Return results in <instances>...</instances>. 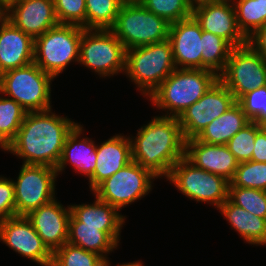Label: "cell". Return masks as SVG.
Returning a JSON list of instances; mask_svg holds the SVG:
<instances>
[{"label": "cell", "instance_id": "obj_1", "mask_svg": "<svg viewBox=\"0 0 266 266\" xmlns=\"http://www.w3.org/2000/svg\"><path fill=\"white\" fill-rule=\"evenodd\" d=\"M78 123L56 115L52 108L27 112L15 138L4 151L23 158L26 165L57 167L67 136Z\"/></svg>", "mask_w": 266, "mask_h": 266}, {"label": "cell", "instance_id": "obj_2", "mask_svg": "<svg viewBox=\"0 0 266 266\" xmlns=\"http://www.w3.org/2000/svg\"><path fill=\"white\" fill-rule=\"evenodd\" d=\"M129 138L132 160L158 178H166L173 165L185 157L186 140L176 117L155 116Z\"/></svg>", "mask_w": 266, "mask_h": 266}, {"label": "cell", "instance_id": "obj_3", "mask_svg": "<svg viewBox=\"0 0 266 266\" xmlns=\"http://www.w3.org/2000/svg\"><path fill=\"white\" fill-rule=\"evenodd\" d=\"M219 76L207 69H175L149 96L163 116L178 118L184 110L199 100ZM167 110V111H166Z\"/></svg>", "mask_w": 266, "mask_h": 266}, {"label": "cell", "instance_id": "obj_4", "mask_svg": "<svg viewBox=\"0 0 266 266\" xmlns=\"http://www.w3.org/2000/svg\"><path fill=\"white\" fill-rule=\"evenodd\" d=\"M175 69L169 39L126 50L125 74L143 96L149 97Z\"/></svg>", "mask_w": 266, "mask_h": 266}, {"label": "cell", "instance_id": "obj_5", "mask_svg": "<svg viewBox=\"0 0 266 266\" xmlns=\"http://www.w3.org/2000/svg\"><path fill=\"white\" fill-rule=\"evenodd\" d=\"M83 27L58 24L35 39L34 63L54 78L70 62H79L80 41Z\"/></svg>", "mask_w": 266, "mask_h": 266}, {"label": "cell", "instance_id": "obj_6", "mask_svg": "<svg viewBox=\"0 0 266 266\" xmlns=\"http://www.w3.org/2000/svg\"><path fill=\"white\" fill-rule=\"evenodd\" d=\"M54 77L34 62L8 70L0 83V94L8 95L27 112L51 109V84Z\"/></svg>", "mask_w": 266, "mask_h": 266}, {"label": "cell", "instance_id": "obj_7", "mask_svg": "<svg viewBox=\"0 0 266 266\" xmlns=\"http://www.w3.org/2000/svg\"><path fill=\"white\" fill-rule=\"evenodd\" d=\"M169 26L164 18L146 9L141 3L123 4L109 29L126 50L168 39Z\"/></svg>", "mask_w": 266, "mask_h": 266}, {"label": "cell", "instance_id": "obj_8", "mask_svg": "<svg viewBox=\"0 0 266 266\" xmlns=\"http://www.w3.org/2000/svg\"><path fill=\"white\" fill-rule=\"evenodd\" d=\"M78 63L104 78L125 73L126 48L109 29H83Z\"/></svg>", "mask_w": 266, "mask_h": 266}, {"label": "cell", "instance_id": "obj_9", "mask_svg": "<svg viewBox=\"0 0 266 266\" xmlns=\"http://www.w3.org/2000/svg\"><path fill=\"white\" fill-rule=\"evenodd\" d=\"M166 179L185 196L197 202H209L219 208L228 199V180L197 168L185 157L173 165Z\"/></svg>", "mask_w": 266, "mask_h": 266}, {"label": "cell", "instance_id": "obj_10", "mask_svg": "<svg viewBox=\"0 0 266 266\" xmlns=\"http://www.w3.org/2000/svg\"><path fill=\"white\" fill-rule=\"evenodd\" d=\"M155 178L158 177L149 169L132 160L101 182L92 193L100 200L121 210L148 195L152 190V182Z\"/></svg>", "mask_w": 266, "mask_h": 266}, {"label": "cell", "instance_id": "obj_11", "mask_svg": "<svg viewBox=\"0 0 266 266\" xmlns=\"http://www.w3.org/2000/svg\"><path fill=\"white\" fill-rule=\"evenodd\" d=\"M219 80L237 101L247 92L266 85V61L248 43L234 47Z\"/></svg>", "mask_w": 266, "mask_h": 266}, {"label": "cell", "instance_id": "obj_12", "mask_svg": "<svg viewBox=\"0 0 266 266\" xmlns=\"http://www.w3.org/2000/svg\"><path fill=\"white\" fill-rule=\"evenodd\" d=\"M57 176L56 168L22 164L17 180H13L16 216H26L53 201Z\"/></svg>", "mask_w": 266, "mask_h": 266}, {"label": "cell", "instance_id": "obj_13", "mask_svg": "<svg viewBox=\"0 0 266 266\" xmlns=\"http://www.w3.org/2000/svg\"><path fill=\"white\" fill-rule=\"evenodd\" d=\"M235 103L233 94L218 80L178 117L185 140L196 138L208 124Z\"/></svg>", "mask_w": 266, "mask_h": 266}, {"label": "cell", "instance_id": "obj_14", "mask_svg": "<svg viewBox=\"0 0 266 266\" xmlns=\"http://www.w3.org/2000/svg\"><path fill=\"white\" fill-rule=\"evenodd\" d=\"M0 240L18 254L41 266L52 263V252L43 243L26 216L0 221Z\"/></svg>", "mask_w": 266, "mask_h": 266}, {"label": "cell", "instance_id": "obj_15", "mask_svg": "<svg viewBox=\"0 0 266 266\" xmlns=\"http://www.w3.org/2000/svg\"><path fill=\"white\" fill-rule=\"evenodd\" d=\"M192 16L202 30L222 37L233 47L247 44V38L238 28L232 0H217L195 6Z\"/></svg>", "mask_w": 266, "mask_h": 266}, {"label": "cell", "instance_id": "obj_16", "mask_svg": "<svg viewBox=\"0 0 266 266\" xmlns=\"http://www.w3.org/2000/svg\"><path fill=\"white\" fill-rule=\"evenodd\" d=\"M201 36V26L193 16L170 24L168 39L177 69H202Z\"/></svg>", "mask_w": 266, "mask_h": 266}, {"label": "cell", "instance_id": "obj_17", "mask_svg": "<svg viewBox=\"0 0 266 266\" xmlns=\"http://www.w3.org/2000/svg\"><path fill=\"white\" fill-rule=\"evenodd\" d=\"M70 215V206H63L55 198L48 204L32 210L26 217L53 253L68 241Z\"/></svg>", "mask_w": 266, "mask_h": 266}, {"label": "cell", "instance_id": "obj_18", "mask_svg": "<svg viewBox=\"0 0 266 266\" xmlns=\"http://www.w3.org/2000/svg\"><path fill=\"white\" fill-rule=\"evenodd\" d=\"M5 18L34 40L59 24L53 0H21L6 10Z\"/></svg>", "mask_w": 266, "mask_h": 266}, {"label": "cell", "instance_id": "obj_19", "mask_svg": "<svg viewBox=\"0 0 266 266\" xmlns=\"http://www.w3.org/2000/svg\"><path fill=\"white\" fill-rule=\"evenodd\" d=\"M185 158L197 168L222 176L229 182L239 165L227 145L208 144L196 138L186 140Z\"/></svg>", "mask_w": 266, "mask_h": 266}, {"label": "cell", "instance_id": "obj_20", "mask_svg": "<svg viewBox=\"0 0 266 266\" xmlns=\"http://www.w3.org/2000/svg\"><path fill=\"white\" fill-rule=\"evenodd\" d=\"M96 166L88 179L93 191L101 182L112 176L132 161L131 141L129 136L116 134L96 146Z\"/></svg>", "mask_w": 266, "mask_h": 266}, {"label": "cell", "instance_id": "obj_21", "mask_svg": "<svg viewBox=\"0 0 266 266\" xmlns=\"http://www.w3.org/2000/svg\"><path fill=\"white\" fill-rule=\"evenodd\" d=\"M35 40L6 18L0 23V65L4 72L34 62Z\"/></svg>", "mask_w": 266, "mask_h": 266}, {"label": "cell", "instance_id": "obj_22", "mask_svg": "<svg viewBox=\"0 0 266 266\" xmlns=\"http://www.w3.org/2000/svg\"><path fill=\"white\" fill-rule=\"evenodd\" d=\"M92 204L69 205L71 215L82 222V226L101 227L117 244L125 217L109 203L95 197Z\"/></svg>", "mask_w": 266, "mask_h": 266}, {"label": "cell", "instance_id": "obj_23", "mask_svg": "<svg viewBox=\"0 0 266 266\" xmlns=\"http://www.w3.org/2000/svg\"><path fill=\"white\" fill-rule=\"evenodd\" d=\"M83 131V126L77 124L67 136L60 160L56 167L57 175L65 170L64 168L68 163H71L76 172L85 174L88 178L93 175L97 159L96 145L88 137L81 139L80 135Z\"/></svg>", "mask_w": 266, "mask_h": 266}, {"label": "cell", "instance_id": "obj_24", "mask_svg": "<svg viewBox=\"0 0 266 266\" xmlns=\"http://www.w3.org/2000/svg\"><path fill=\"white\" fill-rule=\"evenodd\" d=\"M227 219L230 226L249 244L266 245V219L260 218L229 199L217 209Z\"/></svg>", "mask_w": 266, "mask_h": 266}, {"label": "cell", "instance_id": "obj_25", "mask_svg": "<svg viewBox=\"0 0 266 266\" xmlns=\"http://www.w3.org/2000/svg\"><path fill=\"white\" fill-rule=\"evenodd\" d=\"M250 122L242 107L236 102L208 124L196 139L208 144L227 145L228 141Z\"/></svg>", "mask_w": 266, "mask_h": 266}, {"label": "cell", "instance_id": "obj_26", "mask_svg": "<svg viewBox=\"0 0 266 266\" xmlns=\"http://www.w3.org/2000/svg\"><path fill=\"white\" fill-rule=\"evenodd\" d=\"M68 243L97 253L105 259L109 252L117 249L118 244L101 227L82 226L72 215L69 218Z\"/></svg>", "mask_w": 266, "mask_h": 266}, {"label": "cell", "instance_id": "obj_27", "mask_svg": "<svg viewBox=\"0 0 266 266\" xmlns=\"http://www.w3.org/2000/svg\"><path fill=\"white\" fill-rule=\"evenodd\" d=\"M202 69L213 71L218 76L224 71L234 48L220 36L202 30Z\"/></svg>", "mask_w": 266, "mask_h": 266}, {"label": "cell", "instance_id": "obj_28", "mask_svg": "<svg viewBox=\"0 0 266 266\" xmlns=\"http://www.w3.org/2000/svg\"><path fill=\"white\" fill-rule=\"evenodd\" d=\"M239 30L248 38L266 25V0H233Z\"/></svg>", "mask_w": 266, "mask_h": 266}, {"label": "cell", "instance_id": "obj_29", "mask_svg": "<svg viewBox=\"0 0 266 266\" xmlns=\"http://www.w3.org/2000/svg\"><path fill=\"white\" fill-rule=\"evenodd\" d=\"M27 111L11 98L0 96V148L4 150L15 138Z\"/></svg>", "mask_w": 266, "mask_h": 266}, {"label": "cell", "instance_id": "obj_30", "mask_svg": "<svg viewBox=\"0 0 266 266\" xmlns=\"http://www.w3.org/2000/svg\"><path fill=\"white\" fill-rule=\"evenodd\" d=\"M86 29H110L120 11L121 0H85Z\"/></svg>", "mask_w": 266, "mask_h": 266}, {"label": "cell", "instance_id": "obj_31", "mask_svg": "<svg viewBox=\"0 0 266 266\" xmlns=\"http://www.w3.org/2000/svg\"><path fill=\"white\" fill-rule=\"evenodd\" d=\"M109 260L66 242L52 254L53 266H106Z\"/></svg>", "mask_w": 266, "mask_h": 266}, {"label": "cell", "instance_id": "obj_32", "mask_svg": "<svg viewBox=\"0 0 266 266\" xmlns=\"http://www.w3.org/2000/svg\"><path fill=\"white\" fill-rule=\"evenodd\" d=\"M228 199L236 206L266 219V191L229 186Z\"/></svg>", "mask_w": 266, "mask_h": 266}, {"label": "cell", "instance_id": "obj_33", "mask_svg": "<svg viewBox=\"0 0 266 266\" xmlns=\"http://www.w3.org/2000/svg\"><path fill=\"white\" fill-rule=\"evenodd\" d=\"M229 186L266 191V162L250 160L239 163Z\"/></svg>", "mask_w": 266, "mask_h": 266}, {"label": "cell", "instance_id": "obj_34", "mask_svg": "<svg viewBox=\"0 0 266 266\" xmlns=\"http://www.w3.org/2000/svg\"><path fill=\"white\" fill-rule=\"evenodd\" d=\"M141 4L170 24L191 17L193 11L187 0H143Z\"/></svg>", "mask_w": 266, "mask_h": 266}, {"label": "cell", "instance_id": "obj_35", "mask_svg": "<svg viewBox=\"0 0 266 266\" xmlns=\"http://www.w3.org/2000/svg\"><path fill=\"white\" fill-rule=\"evenodd\" d=\"M255 138L256 122L251 121L228 141L227 146L239 163L251 160Z\"/></svg>", "mask_w": 266, "mask_h": 266}, {"label": "cell", "instance_id": "obj_36", "mask_svg": "<svg viewBox=\"0 0 266 266\" xmlns=\"http://www.w3.org/2000/svg\"><path fill=\"white\" fill-rule=\"evenodd\" d=\"M236 102L251 121L259 125L266 122V85L247 92Z\"/></svg>", "mask_w": 266, "mask_h": 266}, {"label": "cell", "instance_id": "obj_37", "mask_svg": "<svg viewBox=\"0 0 266 266\" xmlns=\"http://www.w3.org/2000/svg\"><path fill=\"white\" fill-rule=\"evenodd\" d=\"M59 24H74L86 29L85 0H53Z\"/></svg>", "mask_w": 266, "mask_h": 266}, {"label": "cell", "instance_id": "obj_38", "mask_svg": "<svg viewBox=\"0 0 266 266\" xmlns=\"http://www.w3.org/2000/svg\"><path fill=\"white\" fill-rule=\"evenodd\" d=\"M14 216L16 207L13 180L0 176V221Z\"/></svg>", "mask_w": 266, "mask_h": 266}, {"label": "cell", "instance_id": "obj_39", "mask_svg": "<svg viewBox=\"0 0 266 266\" xmlns=\"http://www.w3.org/2000/svg\"><path fill=\"white\" fill-rule=\"evenodd\" d=\"M251 160L266 162V129L258 123H256V138Z\"/></svg>", "mask_w": 266, "mask_h": 266}, {"label": "cell", "instance_id": "obj_40", "mask_svg": "<svg viewBox=\"0 0 266 266\" xmlns=\"http://www.w3.org/2000/svg\"><path fill=\"white\" fill-rule=\"evenodd\" d=\"M247 43L266 61V25L249 36Z\"/></svg>", "mask_w": 266, "mask_h": 266}, {"label": "cell", "instance_id": "obj_41", "mask_svg": "<svg viewBox=\"0 0 266 266\" xmlns=\"http://www.w3.org/2000/svg\"><path fill=\"white\" fill-rule=\"evenodd\" d=\"M19 1L21 0H1V8L6 12L9 7Z\"/></svg>", "mask_w": 266, "mask_h": 266}, {"label": "cell", "instance_id": "obj_42", "mask_svg": "<svg viewBox=\"0 0 266 266\" xmlns=\"http://www.w3.org/2000/svg\"><path fill=\"white\" fill-rule=\"evenodd\" d=\"M187 1L191 5V7L194 8L195 6H198V5H201V4H204V3L217 1V0H187Z\"/></svg>", "mask_w": 266, "mask_h": 266}, {"label": "cell", "instance_id": "obj_43", "mask_svg": "<svg viewBox=\"0 0 266 266\" xmlns=\"http://www.w3.org/2000/svg\"><path fill=\"white\" fill-rule=\"evenodd\" d=\"M143 263L141 261H135V262H129V263H123V264H119L117 266H144L142 265ZM106 266H111L110 261H108V263L106 264Z\"/></svg>", "mask_w": 266, "mask_h": 266}, {"label": "cell", "instance_id": "obj_44", "mask_svg": "<svg viewBox=\"0 0 266 266\" xmlns=\"http://www.w3.org/2000/svg\"><path fill=\"white\" fill-rule=\"evenodd\" d=\"M143 0H121L123 4L141 3Z\"/></svg>", "mask_w": 266, "mask_h": 266}, {"label": "cell", "instance_id": "obj_45", "mask_svg": "<svg viewBox=\"0 0 266 266\" xmlns=\"http://www.w3.org/2000/svg\"><path fill=\"white\" fill-rule=\"evenodd\" d=\"M5 19V11L0 8V23Z\"/></svg>", "mask_w": 266, "mask_h": 266}, {"label": "cell", "instance_id": "obj_46", "mask_svg": "<svg viewBox=\"0 0 266 266\" xmlns=\"http://www.w3.org/2000/svg\"><path fill=\"white\" fill-rule=\"evenodd\" d=\"M4 73L5 72L3 71V69L1 68V65H0V83H1V80H2Z\"/></svg>", "mask_w": 266, "mask_h": 266}, {"label": "cell", "instance_id": "obj_47", "mask_svg": "<svg viewBox=\"0 0 266 266\" xmlns=\"http://www.w3.org/2000/svg\"><path fill=\"white\" fill-rule=\"evenodd\" d=\"M262 126L266 129V122Z\"/></svg>", "mask_w": 266, "mask_h": 266}]
</instances>
